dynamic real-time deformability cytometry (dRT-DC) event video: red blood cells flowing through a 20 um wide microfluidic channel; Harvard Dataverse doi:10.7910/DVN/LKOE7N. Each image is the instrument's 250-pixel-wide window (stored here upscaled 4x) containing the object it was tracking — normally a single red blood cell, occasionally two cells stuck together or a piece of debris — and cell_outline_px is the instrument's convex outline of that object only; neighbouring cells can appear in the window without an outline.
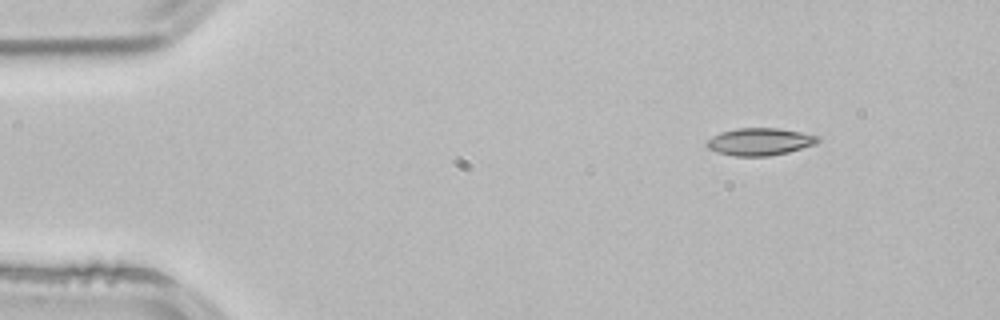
{"species": "common noctule bat (a hibernating species)", "species_latin": "Nyctalus noctula", "temperature_condition": "room temperature", "stored_images_in_passage": 11, "camera_frame_rate_fps": 3000, "um_per_image_px": 0.085, "animal": {"sex": "male", "body_mass_g": 21.5, "forearm_length_mm": 52.0}, "frame": {"image": 1, "passage_image": 1, "time_ms": 0.0, "image_size_px": [1000, 320], "cell_outline_px": [[820, 140], [816, 144], [788, 152], [768, 156], [736, 156], [716, 152], [708, 148], [708, 140], [712, 136], [720, 132], [736, 128], [776, 128], [800, 132], [820, 136]], "centroid_in_image_um": [64.6, 12.04], "position_along_channel_um": 20.4, "area_um2": 17.63}}